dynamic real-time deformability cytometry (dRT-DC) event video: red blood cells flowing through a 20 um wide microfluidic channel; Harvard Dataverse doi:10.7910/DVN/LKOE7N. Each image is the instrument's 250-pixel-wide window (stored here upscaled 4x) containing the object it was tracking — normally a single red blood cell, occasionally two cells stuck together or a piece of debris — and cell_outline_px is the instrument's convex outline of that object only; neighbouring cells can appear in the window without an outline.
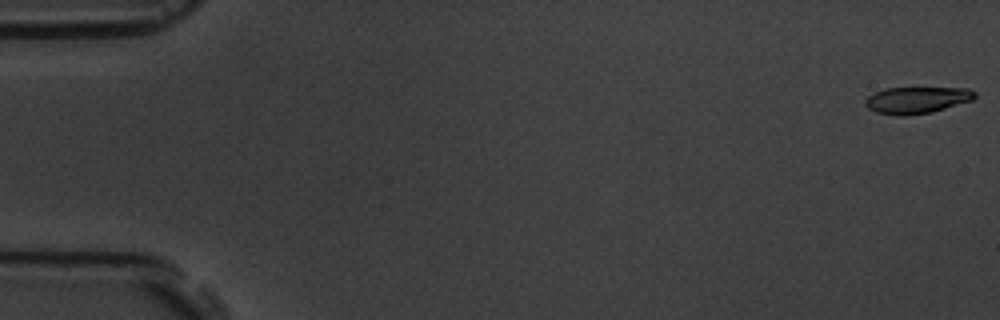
{"species": "common noctule bat (a hibernating species)", "species_latin": "Nyctalus noctula", "temperature_condition": "room temperature", "stored_images_in_passage": 5, "camera_frame_rate_fps": 3000, "um_per_image_px": 0.085, "animal": {"sex": "male", "body_mass_g": 19.5, "forearm_length_mm": 54.6}, "frame": {"image": 1, "passage_image": 1, "time_ms": 0.0, "image_size_px": [1000, 320], "cell_outline_px": [[976, 96], [972, 100], [932, 112], [904, 116], [900, 116], [876, 112], [868, 108], [864, 104], [864, 100], [868, 96], [884, 88], [968, 88], [976, 92]], "centroid_in_image_um": [77.91, 8.5], "position_along_channel_um": 7.1, "area_um2": 16.99}}
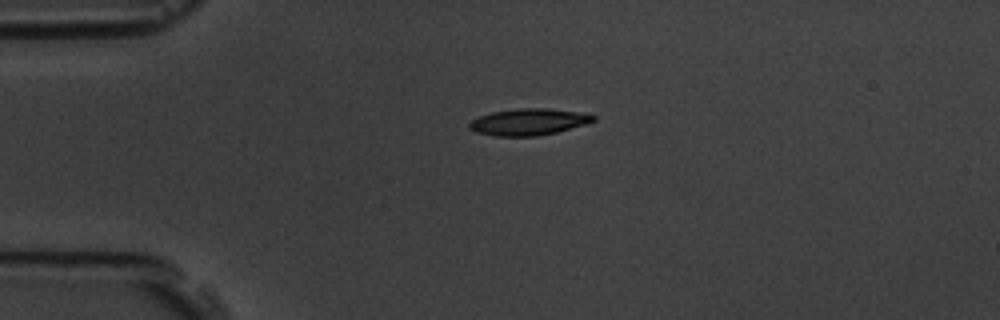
{"frame": {"image": 2, "passage_image": 4, "time_ms": 4.333, "image_size_px": [1000, 320], "cell_outline_px": [[596, 120], [588, 124], [556, 132], [536, 136], [492, 136], [476, 132], [468, 128], [468, 124], [472, 120], [480, 116], [492, 112], [520, 108], [548, 108], [588, 112], [596, 116]], "centroid_in_image_um": [45.0, 10.35], "position_along_channel_um": 40.0, "area_um2": 19.54}}